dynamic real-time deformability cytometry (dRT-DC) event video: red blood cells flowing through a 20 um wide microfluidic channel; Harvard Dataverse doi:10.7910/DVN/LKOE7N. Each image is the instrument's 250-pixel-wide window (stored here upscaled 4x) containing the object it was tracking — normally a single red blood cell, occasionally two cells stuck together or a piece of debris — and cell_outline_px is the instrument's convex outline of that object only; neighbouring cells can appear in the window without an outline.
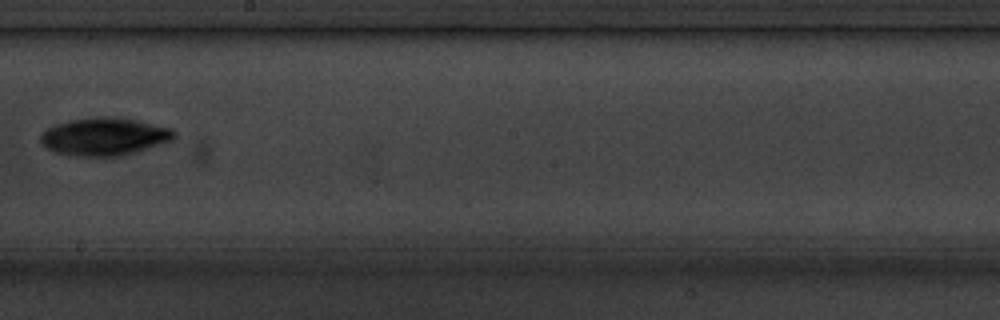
{"species": "common noctule bat (a hibernating species)", "species_latin": "Nyctalus noctula", "temperature_condition": "cold", "stored_images_in_passage": 11, "camera_frame_rate_fps": 3000, "um_per_image_px": 0.085, "animal": {"sex": "male", "body_mass_g": 20.1, "forearm_length_mm": 53.5}, "frame": {"image": 1, "passage_image": 5, "time_ms": 5.0, "image_size_px": [1000, 320], "cell_outline_px": [[176, 136], [172, 140], [124, 156], [72, 156], [56, 152], [48, 148], [40, 140], [40, 136], [48, 128], [56, 124], [68, 120], [92, 116], [120, 116], [140, 120], [172, 128], [176, 132]], "centroid_in_image_um": [8.92, 11.58], "position_along_channel_um": 239.3, "area_um2": 29.82}}
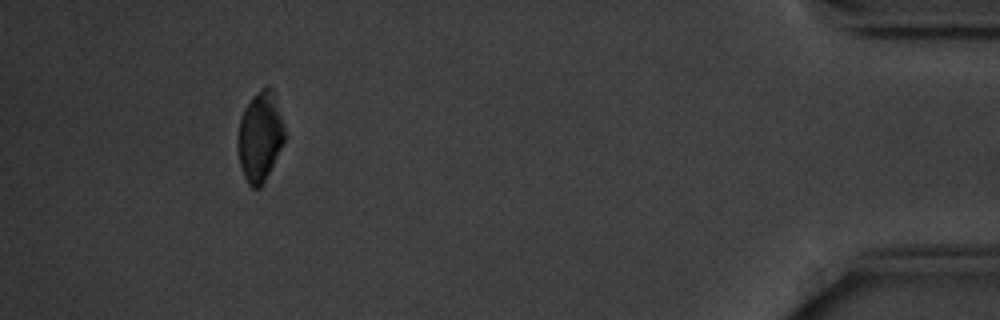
{"frame": {"image": 2, "passage_image": 10, "time_ms": 11.667, "image_size_px": [1000, 320], "cell_outline_px": [[288, 136], [260, 188], [252, 188], [248, 184], [244, 176], [240, 164], [236, 140], [240, 116], [244, 108], [268, 84], [272, 88]], "centroid_in_image_um": [22.11, 11.63], "position_along_channel_um": 413.1, "area_um2": 24.51}, "authors_computed_cell_mechanics": {"area_um2": 27.2816, "velocity_mm_per_s": 3.5502, "shape_relaxation_time_tau1_ms": 1.9971, "shape_relaxation_time_tau2_ms": null, "deformation_change_tau1": 0.0577, "deformation_change_tau2": null}}